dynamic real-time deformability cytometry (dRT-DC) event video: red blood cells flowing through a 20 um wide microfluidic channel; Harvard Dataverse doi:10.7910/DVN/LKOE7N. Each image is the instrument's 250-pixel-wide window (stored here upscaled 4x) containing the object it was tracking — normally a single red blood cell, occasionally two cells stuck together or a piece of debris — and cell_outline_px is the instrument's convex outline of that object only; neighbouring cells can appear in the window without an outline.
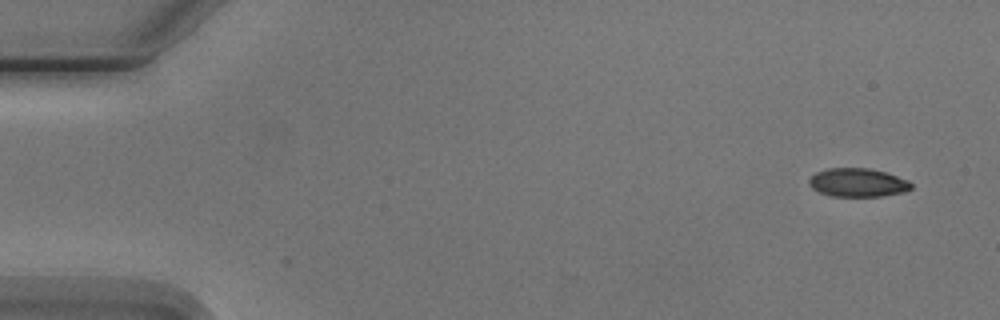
{"species": "Egyptian fruit bat (a non-hibernating species)", "species_latin": "Rousettus aegyptiacus", "temperature_condition": "cold", "stored_images_in_passage": 6, "camera_frame_rate_fps": 3000, "um_per_image_px": 0.085, "animal": {"sex": "male"}, "frame": {"image": 1, "passage_image": 1, "time_ms": 0.0, "image_size_px": [1000, 320], "cell_outline_px": [[912, 188], [904, 192], [880, 196], [832, 196], [820, 192], [812, 188], [808, 184], [808, 180], [816, 172], [828, 168], [868, 168], [884, 172], [908, 180], [912, 184]], "centroid_in_image_um": [72.89, 15.52], "position_along_channel_um": 12.1, "area_um2": 16.88}}
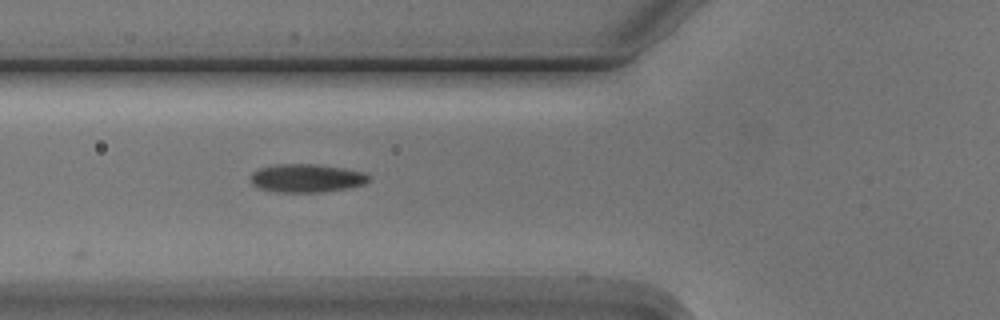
{"frame": {"image": 2, "passage_image": 6, "time_ms": 5.667, "image_size_px": [1000, 320], "cell_outline_px": [[372, 176], [364, 184], [352, 188], [324, 192], [276, 192], [256, 188], [248, 180], [248, 176], [256, 168], [276, 164], [320, 164], [344, 168], [364, 172]], "centroid_in_image_um": [26.02, 15.14], "position_along_channel_um": 99.8, "area_um2": 20.17}}